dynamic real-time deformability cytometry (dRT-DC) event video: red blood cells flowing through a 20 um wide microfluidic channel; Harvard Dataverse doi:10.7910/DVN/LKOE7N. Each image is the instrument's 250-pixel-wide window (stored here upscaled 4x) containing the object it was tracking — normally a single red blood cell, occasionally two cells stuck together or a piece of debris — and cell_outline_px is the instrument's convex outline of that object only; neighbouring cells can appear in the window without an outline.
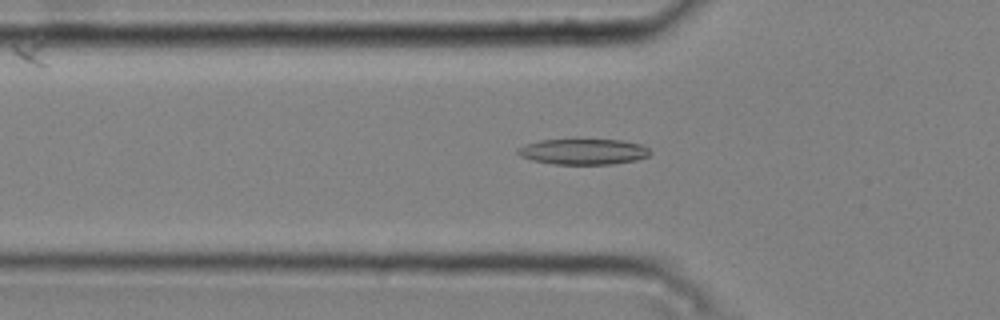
{"species": "common noctule bat (a hibernating species)", "species_latin": "Nyctalus noctula", "temperature_condition": "cold", "stored_images_in_passage": 46, "camera_frame_rate_fps": 3000, "um_per_image_px": 0.085, "animal": {"sex": "male", "body_mass_g": 20.4}, "frame": {"image": 1, "passage_image": 17, "time_ms": 5.333, "image_size_px": [1000, 320], "cell_outline_px": [[652, 152], [648, 156], [636, 160], [612, 164], [556, 164], [532, 160], [520, 156], [516, 152], [516, 148], [524, 144], [540, 140], [572, 136], [624, 140], [640, 144], [648, 148]], "centroid_in_image_um": [49.55, 12.82], "position_along_channel_um": 76.3, "area_um2": 21.04}}
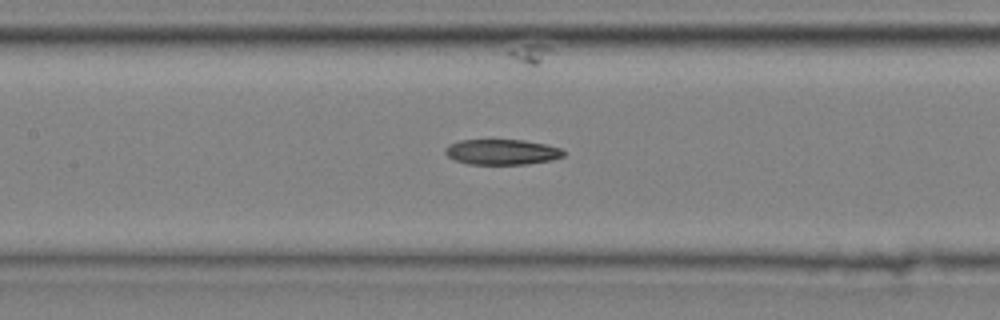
{"frame": {"image": 2, "passage_image": 24, "time_ms": 7.667, "image_size_px": [1000, 320], "cell_outline_px": [[564, 156], [552, 160], [528, 164], [468, 164], [456, 160], [448, 156], [444, 152], [444, 148], [448, 144], [460, 140], [524, 140], [544, 144], [560, 148], [564, 152]], "centroid_in_image_um": [42.64, 12.92], "position_along_channel_um": 164.8, "area_um2": 17.51}}
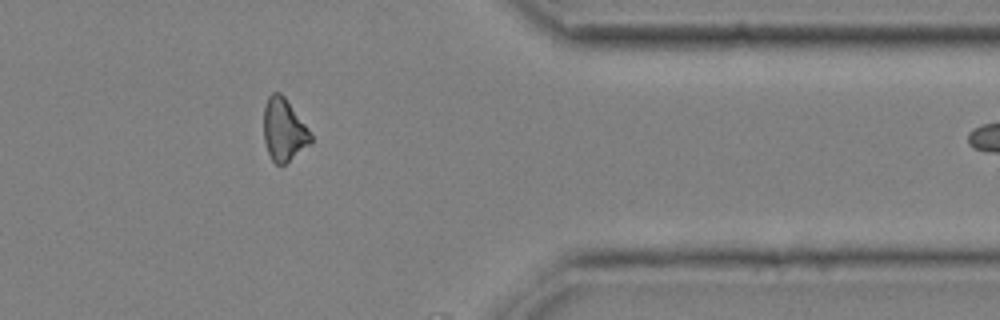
{"frame": {"image": 3, "passage_image": 43, "time_ms": 14.0, "image_size_px": [1000, 320], "cell_outline_px": [[312, 144], [284, 164], [276, 164], [272, 160], [268, 152], [264, 140], [264, 108], [268, 96], [272, 92], [280, 92], [284, 96], [304, 124], [312, 136]], "centroid_in_image_um": [24.12, 11.04], "position_along_channel_um": 387.3, "area_um2": 16.94}}